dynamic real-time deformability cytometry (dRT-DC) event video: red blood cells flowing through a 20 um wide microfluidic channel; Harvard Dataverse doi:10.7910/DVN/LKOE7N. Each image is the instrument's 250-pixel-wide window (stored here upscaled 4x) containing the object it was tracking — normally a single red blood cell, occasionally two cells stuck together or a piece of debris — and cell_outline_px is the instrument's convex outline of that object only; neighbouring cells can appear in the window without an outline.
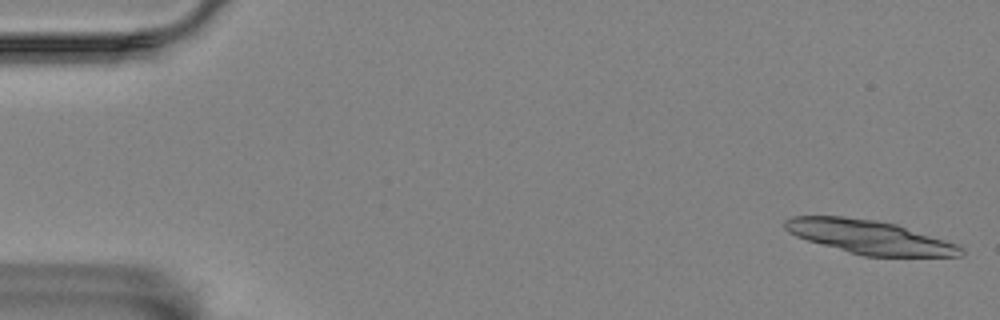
{"species": "Egyptian fruit bat (a non-hibernating species)", "species_latin": "Rousettus aegyptiacus", "temperature_condition": "room temperature", "stored_images_in_passage": 40, "segment_of_instrument_passage": [1, 2], "camera_frame_rate_fps": 3000, "um_per_image_px": 0.085, "animal": {"sex": "female"}, "frame": {"image": 1, "passage_image": 1, "time_ms": 0.0, "image_size_px": [1000, 320], "cell_outline_px": [[964, 252], [960, 256], [864, 256], [808, 240], [796, 236], [788, 232], [784, 228], [784, 220], [792, 216], [844, 216], [876, 220], [896, 224], [956, 244], [964, 248]], "centroid_in_image_um": [73.88, 20.14], "position_along_channel_um": 11.1, "area_um2": 34.16}}